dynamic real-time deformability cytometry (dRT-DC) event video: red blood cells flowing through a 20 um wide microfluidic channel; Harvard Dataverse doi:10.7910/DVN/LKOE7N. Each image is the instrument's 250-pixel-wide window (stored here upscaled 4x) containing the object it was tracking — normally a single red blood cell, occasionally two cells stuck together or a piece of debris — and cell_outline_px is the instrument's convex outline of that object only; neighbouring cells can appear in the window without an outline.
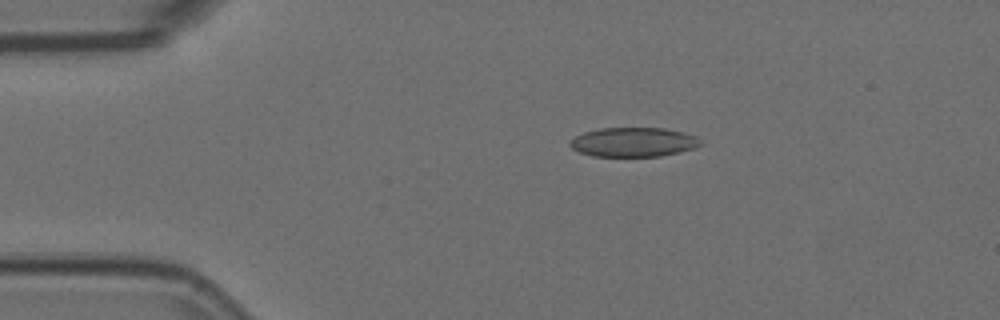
{"species": "Egyptian fruit bat (a non-hibernating species)", "species_latin": "Rousettus aegyptiacus", "temperature_condition": "room temperature", "stored_images_in_passage": 46, "camera_frame_rate_fps": 3000, "um_per_image_px": 0.085, "animal": {"sex": "female"}, "frame": {"image": 1, "passage_image": 1, "time_ms": 0.0, "image_size_px": [1000, 320], "cell_outline_px": [[704, 144], [692, 148], [660, 156], [592, 156], [580, 152], [572, 148], [568, 144], [576, 136], [584, 132], [600, 128], [664, 128], [684, 132], [696, 136]], "centroid_in_image_um": [53.84, 12.07], "position_along_channel_um": 31.2, "area_um2": 22.14}}
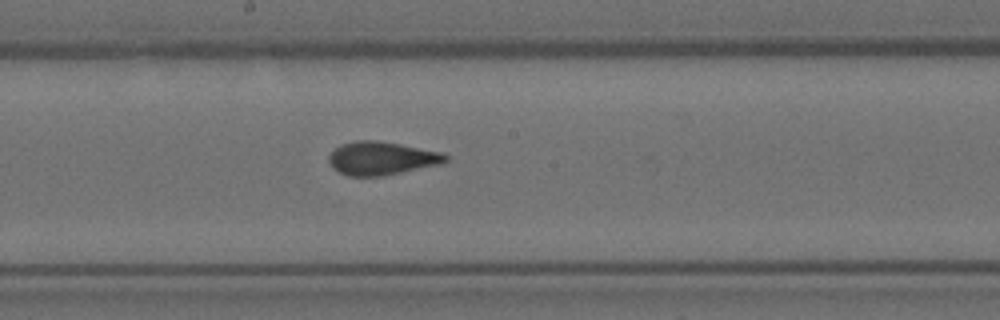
{"frame": {"image": 2, "passage_image": 20, "time_ms": 6.333, "image_size_px": [1000, 320], "cell_outline_px": [[452, 156], [448, 160], [440, 164], [384, 176], [348, 176], [332, 168], [328, 160], [328, 156], [340, 144], [356, 140], [376, 140], [400, 144], [444, 152]], "centroid_in_image_um": [32.46, 13.45], "position_along_channel_um": 215.7, "area_um2": 22.89}}
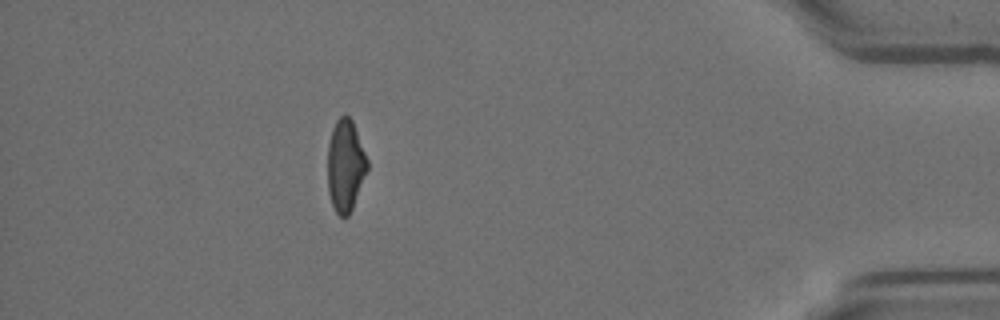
{"frame": {"image": 3, "passage_image": 40, "time_ms": 13.0, "image_size_px": [1000, 320], "cell_outline_px": [[368, 168], [352, 208], [348, 216], [340, 216], [336, 212], [332, 204], [328, 192], [328, 144], [332, 128], [336, 120], [344, 112], [352, 120], [368, 160]], "centroid_in_image_um": [29.35, 14.04], "position_along_channel_um": 405.9, "area_um2": 21.15}, "authors_computed_cell_mechanics": {"area_um2": 22.4553, "velocity_mm_per_s": 3.6265, "shape_relaxation_time_tau1_ms": 9.7559, "shape_relaxation_time_tau2_ms": 1.1204, "deformation_change_tau1": 0.217, "deformation_change_tau2": 0.0677}}